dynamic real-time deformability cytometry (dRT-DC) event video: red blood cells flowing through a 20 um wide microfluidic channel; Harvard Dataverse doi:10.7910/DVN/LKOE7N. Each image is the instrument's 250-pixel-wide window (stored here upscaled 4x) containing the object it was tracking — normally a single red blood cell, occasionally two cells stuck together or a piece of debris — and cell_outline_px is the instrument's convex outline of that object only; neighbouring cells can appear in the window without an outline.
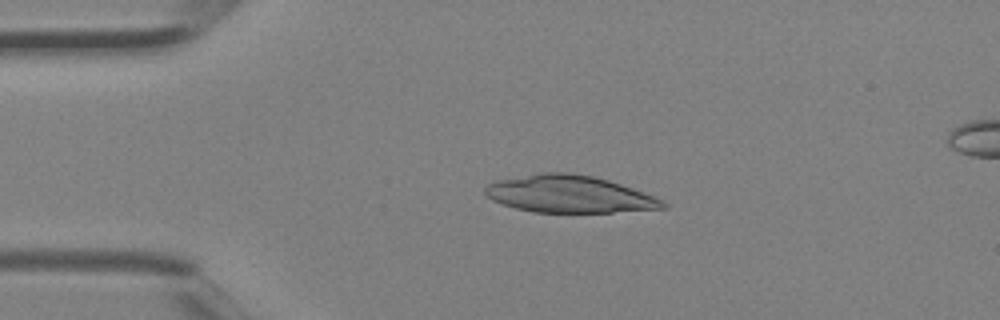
{"species": "Egyptian fruit bat (a non-hibernating species)", "species_latin": "Rousettus aegyptiacus", "temperature_condition": "room temperature", "stored_images_in_passage": 4, "camera_frame_rate_fps": 3000, "um_per_image_px": 0.085, "animal": {"sex": "female"}, "frame": {"image": 1, "passage_image": 2, "time_ms": 0.333, "image_size_px": [1000, 320], "cell_outline_px": [[668, 208], [612, 212], [532, 212], [516, 208], [492, 200], [484, 192], [484, 188], [488, 184], [500, 180], [544, 172], [564, 172], [592, 176], [608, 180], [632, 188], [652, 196], [668, 204]], "centroid_in_image_um": [48.39, 16.51], "position_along_channel_um": 36.6, "area_um2": 37.97}}